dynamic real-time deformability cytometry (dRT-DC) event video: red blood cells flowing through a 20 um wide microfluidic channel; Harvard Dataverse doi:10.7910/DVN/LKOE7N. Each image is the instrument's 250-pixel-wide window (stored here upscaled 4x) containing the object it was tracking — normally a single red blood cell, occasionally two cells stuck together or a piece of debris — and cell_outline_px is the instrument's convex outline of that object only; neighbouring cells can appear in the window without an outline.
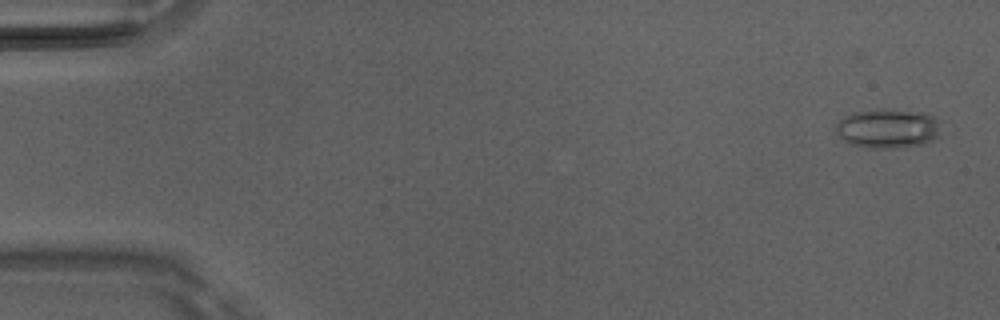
{"species": "Egyptian fruit bat (a non-hibernating species)", "species_latin": "Rousettus aegyptiacus", "temperature_condition": "room temperature", "stored_images_in_passage": 6, "camera_frame_rate_fps": 3000, "um_per_image_px": 0.085, "animal": {"sex": "male"}, "frame": {"image": 1, "passage_image": 1, "time_ms": 0.0, "image_size_px": [1000, 320], "cell_outline_px": [[940, 124], [936, 136], [932, 140], [924, 144], [892, 148], [868, 148], [852, 144], [844, 140], [836, 132], [836, 124], [844, 116], [852, 112], [880, 108], [884, 108], [928, 112], [940, 120]], "centroid_in_image_um": [75.48, 10.89], "position_along_channel_um": 9.5, "area_um2": 24.39}}